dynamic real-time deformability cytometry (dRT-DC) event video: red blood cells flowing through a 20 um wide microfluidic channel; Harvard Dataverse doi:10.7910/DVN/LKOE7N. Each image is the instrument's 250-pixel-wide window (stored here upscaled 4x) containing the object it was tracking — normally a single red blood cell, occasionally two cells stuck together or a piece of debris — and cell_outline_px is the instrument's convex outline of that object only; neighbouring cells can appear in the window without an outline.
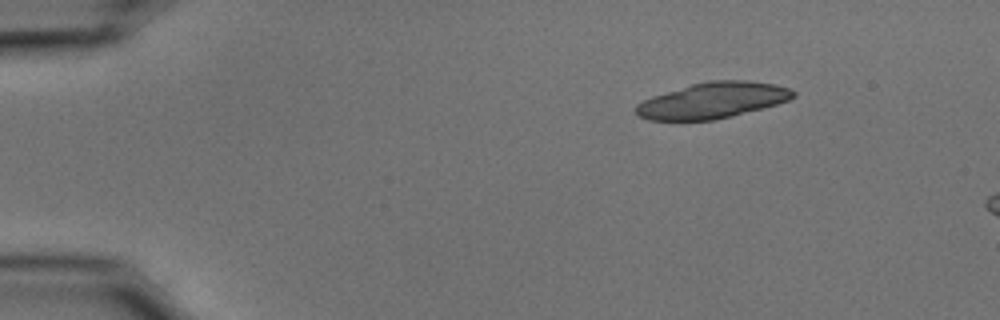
{"species": "common noctule bat (a hibernating species)", "species_latin": "Nyctalus noctula", "temperature_condition": "cold", "stored_images_in_passage": 7, "camera_frame_rate_fps": 3000, "um_per_image_px": 0.085, "animal": {"sex": "male", "body_mass_g": 15.6}, "frame": {"image": 1, "passage_image": 1, "time_ms": 0.0, "image_size_px": [1000, 320], "cell_outline_px": [[796, 96], [788, 100], [776, 104], [732, 116], [716, 120], [648, 120], [636, 116], [636, 104], [652, 96], [692, 84], [708, 80], [748, 80], [776, 84], [792, 88], [796, 92]], "centroid_in_image_um": [60.59, 8.53], "position_along_channel_um": 24.4, "area_um2": 33.0}}